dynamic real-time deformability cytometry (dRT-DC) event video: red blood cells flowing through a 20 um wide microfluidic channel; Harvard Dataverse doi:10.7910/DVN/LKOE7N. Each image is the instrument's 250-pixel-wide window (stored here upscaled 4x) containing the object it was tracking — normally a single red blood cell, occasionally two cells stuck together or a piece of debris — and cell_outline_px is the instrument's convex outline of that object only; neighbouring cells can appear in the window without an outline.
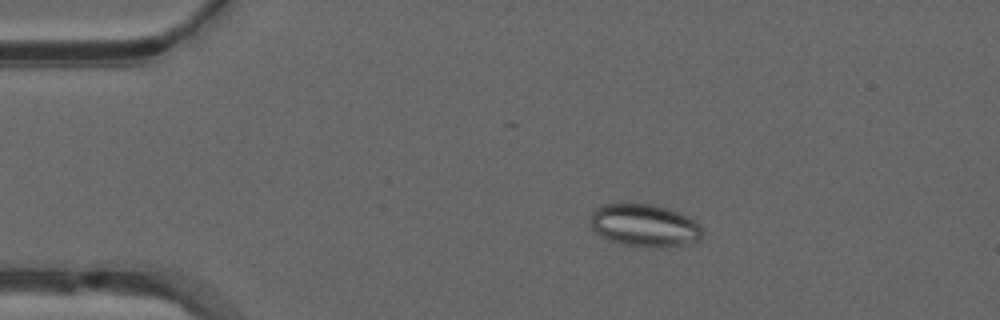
{"species": "common noctule bat (a hibernating species)", "species_latin": "Nyctalus noctula", "temperature_condition": "warm", "stored_images_in_passage": 43, "camera_frame_rate_fps": 3000, "um_per_image_px": 0.085, "animal": {"sex": "male", "forearm_length_mm": 52.5}, "frame": {"image": 1, "passage_image": 1, "time_ms": 0.0, "image_size_px": [1000, 320], "cell_outline_px": [[700, 240], [684, 244], [660, 248], [652, 248], [620, 244], [608, 240], [596, 232], [592, 228], [592, 208], [600, 204], [620, 200], [632, 200], [652, 204], [668, 208], [688, 216], [696, 220], [700, 228]], "centroid_in_image_um": [54.71, 19.1], "position_along_channel_um": 30.3, "area_um2": 28.78}}
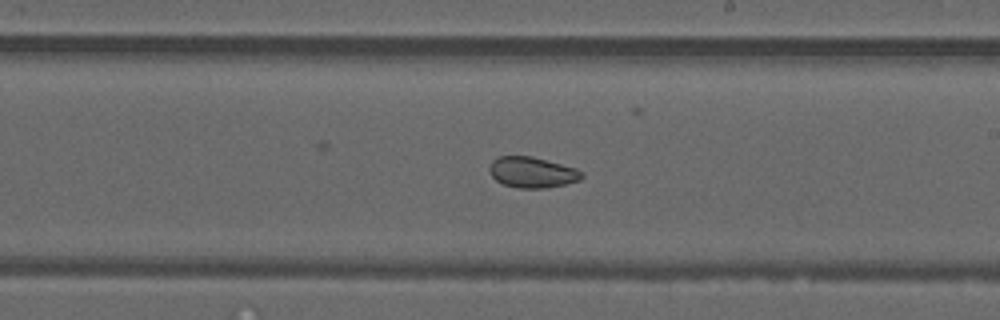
{"frame": {"image": 2, "passage_image": 21, "time_ms": 6.667, "image_size_px": [1000, 320], "cell_outline_px": [[584, 176], [580, 180], [564, 184], [544, 188], [520, 188], [504, 184], [496, 180], [492, 176], [488, 168], [492, 160], [500, 156], [532, 156], [576, 168], [584, 172]], "centroid_in_image_um": [45.24, 14.64], "position_along_channel_um": 243.8, "area_um2": 16.53}}
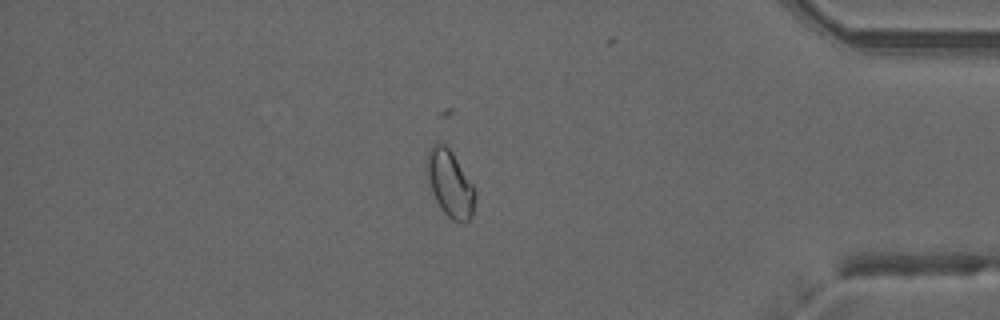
{"frame": {"image": 3, "passage_image": 35, "time_ms": 11.333, "image_size_px": [1000, 320], "cell_outline_px": [[476, 196], [472, 216], [464, 224], [452, 220], [440, 208], [432, 192], [428, 180], [428, 152], [432, 144], [444, 144], [452, 152], [472, 184], [476, 192]], "centroid_in_image_um": [38.28, 15.66], "position_along_channel_um": 396.9, "area_um2": 18.38}, "authors_computed_cell_mechanics": {"area_um2": 18.1492, "velocity_mm_per_s": 3.9988, "shape_relaxation_time_tau1_ms": null, "shape_relaxation_time_tau2_ms": 2.4553, "deformation_change_tau1": null, "deformation_change_tau2": 0.0604}}